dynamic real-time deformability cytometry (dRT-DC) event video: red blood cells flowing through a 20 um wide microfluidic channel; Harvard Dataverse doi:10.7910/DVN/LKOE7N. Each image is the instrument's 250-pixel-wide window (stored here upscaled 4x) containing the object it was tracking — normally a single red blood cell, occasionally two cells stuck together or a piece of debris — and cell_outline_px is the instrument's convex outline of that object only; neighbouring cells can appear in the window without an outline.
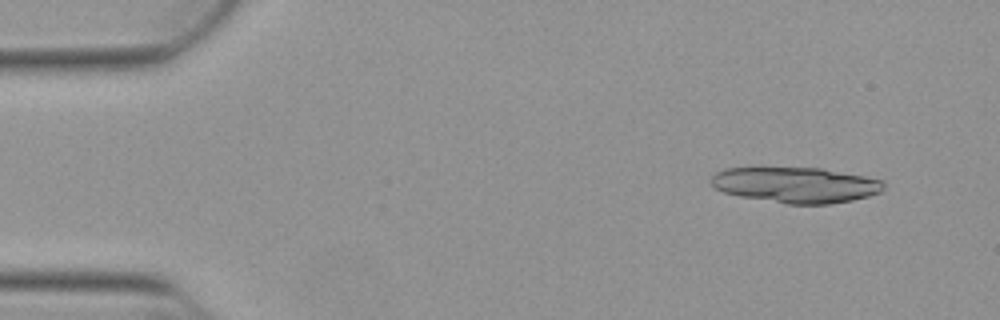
{"species": "Egyptian fruit bat (a non-hibernating species)", "species_latin": "Rousettus aegyptiacus", "temperature_condition": "warm", "stored_images_in_passage": 19, "camera_frame_rate_fps": 3000, "um_per_image_px": 0.085, "animal": {"sex": "female"}, "frame": {"image": 1, "passage_image": 2, "time_ms": 0.333, "image_size_px": [1000, 320], "cell_outline_px": [[884, 188], [880, 192], [868, 196], [852, 200], [828, 204], [788, 204], [740, 196], [724, 192], [716, 188], [712, 184], [712, 176], [716, 172], [724, 168], [820, 168], [864, 176], [884, 180]], "centroid_in_image_um": [67.66, 15.72], "position_along_channel_um": 17.3, "area_um2": 35.55}}
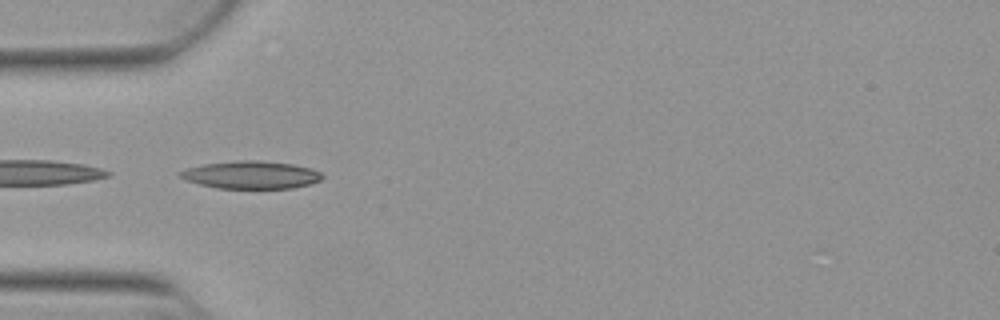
{"frame": {"image": 2, "passage_image": 14, "time_ms": 4.333, "image_size_px": [1000, 320], "cell_outline_px": [[324, 176], [320, 180], [308, 184], [292, 188], [216, 188], [200, 184], [176, 176], [176, 172], [188, 168], [204, 164], [236, 160], [260, 160], [292, 164], [312, 168], [320, 172]], "centroid_in_image_um": [21.32, 14.85], "position_along_channel_um": 63.7, "area_um2": 22.95}}